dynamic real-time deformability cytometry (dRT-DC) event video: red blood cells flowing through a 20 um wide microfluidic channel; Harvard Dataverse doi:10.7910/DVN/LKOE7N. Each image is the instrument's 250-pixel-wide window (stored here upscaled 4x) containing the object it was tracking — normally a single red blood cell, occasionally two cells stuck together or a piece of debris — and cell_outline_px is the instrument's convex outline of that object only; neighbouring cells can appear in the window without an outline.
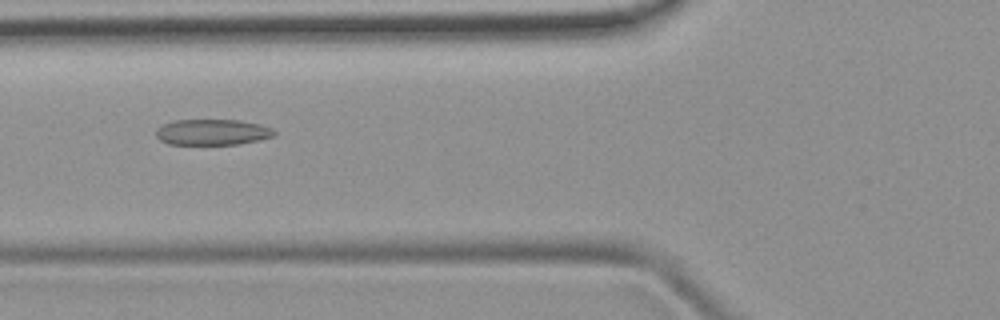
{"species": "common noctule bat (a hibernating species)", "species_latin": "Nyctalus noctula", "temperature_condition": "room temperature", "stored_images_in_passage": 6, "camera_frame_rate_fps": 3000, "um_per_image_px": 0.085, "animal": {"sex": "female", "body_mass_g": 19.9}, "frame": {"image": 1, "passage_image": 6, "time_ms": 5.333, "image_size_px": [1000, 320], "cell_outline_px": [[276, 136], [260, 140], [240, 144], [168, 144], [160, 140], [156, 136], [156, 128], [164, 124], [176, 120], [240, 120], [260, 124], [272, 128], [276, 132]], "centroid_in_image_um": [18.09, 11.23], "position_along_channel_um": 107.7, "area_um2": 17.92}}